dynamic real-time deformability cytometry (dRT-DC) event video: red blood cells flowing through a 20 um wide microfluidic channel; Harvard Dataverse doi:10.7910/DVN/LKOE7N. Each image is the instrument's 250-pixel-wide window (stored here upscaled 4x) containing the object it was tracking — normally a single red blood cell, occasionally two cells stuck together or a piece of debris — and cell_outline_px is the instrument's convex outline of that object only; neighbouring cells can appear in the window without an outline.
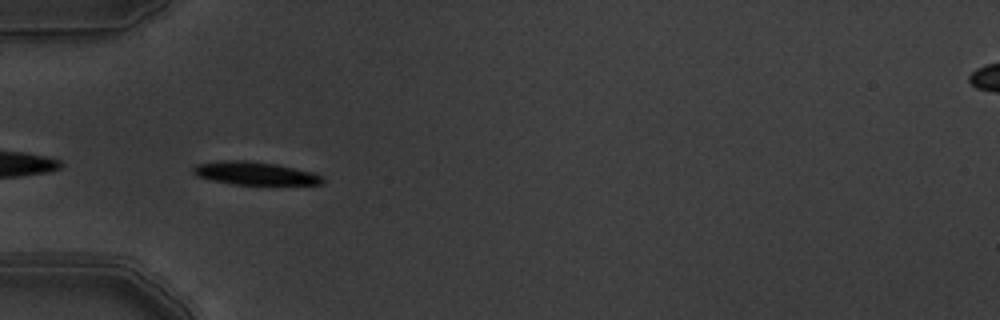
{"species": "common noctule bat (a hibernating species)", "species_latin": "Nyctalus noctula", "temperature_condition": "warm", "stored_images_in_passage": 7, "camera_frame_rate_fps": 3000, "um_per_image_px": 0.085, "animal": {"sex": "male", "body_mass_g": 19.5, "forearm_length_mm": 54.6}, "frame": {"image": 1, "passage_image": 6, "time_ms": 1.667, "image_size_px": [1000, 320], "cell_outline_px": [[324, 180], [320, 184], [236, 184], [212, 180], [196, 176], [192, 172], [192, 168], [196, 164], [224, 160], [248, 160], [276, 164], [316, 172], [324, 176]], "centroid_in_image_um": [21.68, 14.71], "position_along_channel_um": 63.3, "area_um2": 17.4}}